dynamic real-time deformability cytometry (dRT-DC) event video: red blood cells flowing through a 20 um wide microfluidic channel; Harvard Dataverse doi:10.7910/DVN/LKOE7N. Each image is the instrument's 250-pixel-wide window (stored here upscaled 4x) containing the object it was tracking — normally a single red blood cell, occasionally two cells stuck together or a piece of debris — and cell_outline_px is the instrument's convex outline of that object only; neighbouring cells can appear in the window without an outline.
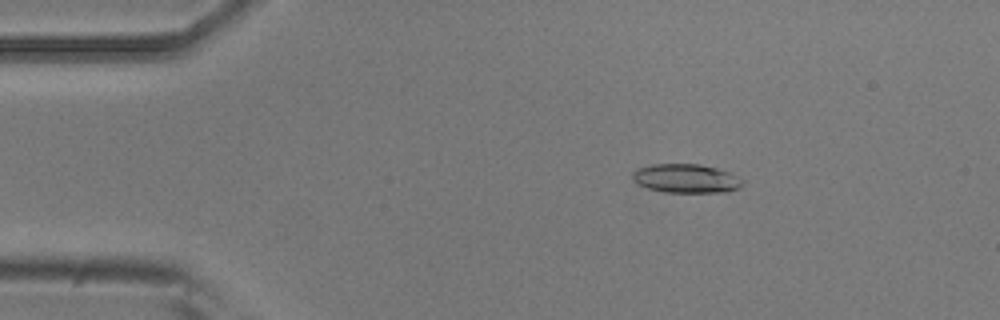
{"species": "common noctule bat (a hibernating species)", "species_latin": "Nyctalus noctula", "temperature_condition": "room temperature", "stored_images_in_passage": 5, "camera_frame_rate_fps": 3000, "um_per_image_px": 0.085, "animal": {"sex": "male", "body_mass_g": 20.5, "forearm_length_mm": 52.5}, "frame": {"image": 1, "passage_image": 3, "time_ms": 0.667, "image_size_px": [1000, 320], "cell_outline_px": [[744, 184], [740, 188], [728, 192], [664, 192], [648, 188], [636, 184], [632, 180], [632, 172], [640, 168], [652, 164], [700, 164], [716, 168], [740, 176], [744, 180]], "centroid_in_image_um": [58.35, 15.17], "position_along_channel_um": 26.7, "area_um2": 18.73}}